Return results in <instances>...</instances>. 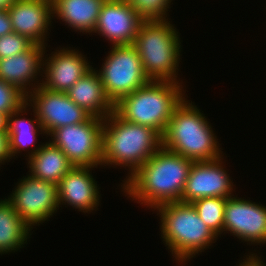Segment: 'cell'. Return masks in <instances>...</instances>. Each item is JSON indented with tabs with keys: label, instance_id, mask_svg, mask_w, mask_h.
<instances>
[{
	"label": "cell",
	"instance_id": "obj_18",
	"mask_svg": "<svg viewBox=\"0 0 266 266\" xmlns=\"http://www.w3.org/2000/svg\"><path fill=\"white\" fill-rule=\"evenodd\" d=\"M67 95L91 116L105 119L114 111V105L106 96L99 74L93 68L67 91Z\"/></svg>",
	"mask_w": 266,
	"mask_h": 266
},
{
	"label": "cell",
	"instance_id": "obj_9",
	"mask_svg": "<svg viewBox=\"0 0 266 266\" xmlns=\"http://www.w3.org/2000/svg\"><path fill=\"white\" fill-rule=\"evenodd\" d=\"M8 200L20 218L32 228L56 213L58 205L57 185L29 174L21 179Z\"/></svg>",
	"mask_w": 266,
	"mask_h": 266
},
{
	"label": "cell",
	"instance_id": "obj_29",
	"mask_svg": "<svg viewBox=\"0 0 266 266\" xmlns=\"http://www.w3.org/2000/svg\"><path fill=\"white\" fill-rule=\"evenodd\" d=\"M255 255V256H254ZM257 255L254 254H250L249 257H247V259H243L244 262L240 263L239 266H266L265 263H263V261H261L260 257H256Z\"/></svg>",
	"mask_w": 266,
	"mask_h": 266
},
{
	"label": "cell",
	"instance_id": "obj_28",
	"mask_svg": "<svg viewBox=\"0 0 266 266\" xmlns=\"http://www.w3.org/2000/svg\"><path fill=\"white\" fill-rule=\"evenodd\" d=\"M13 32L7 10H0V37Z\"/></svg>",
	"mask_w": 266,
	"mask_h": 266
},
{
	"label": "cell",
	"instance_id": "obj_11",
	"mask_svg": "<svg viewBox=\"0 0 266 266\" xmlns=\"http://www.w3.org/2000/svg\"><path fill=\"white\" fill-rule=\"evenodd\" d=\"M222 157L211 161H194L181 194V202L192 203L206 197L229 198L233 183L223 168Z\"/></svg>",
	"mask_w": 266,
	"mask_h": 266
},
{
	"label": "cell",
	"instance_id": "obj_17",
	"mask_svg": "<svg viewBox=\"0 0 266 266\" xmlns=\"http://www.w3.org/2000/svg\"><path fill=\"white\" fill-rule=\"evenodd\" d=\"M45 49L44 45L34 44L25 52L0 59V79L15 86L27 97L30 93L27 85L42 72Z\"/></svg>",
	"mask_w": 266,
	"mask_h": 266
},
{
	"label": "cell",
	"instance_id": "obj_1",
	"mask_svg": "<svg viewBox=\"0 0 266 266\" xmlns=\"http://www.w3.org/2000/svg\"><path fill=\"white\" fill-rule=\"evenodd\" d=\"M193 163L161 146L121 187L133 200L154 210L165 203L181 202Z\"/></svg>",
	"mask_w": 266,
	"mask_h": 266
},
{
	"label": "cell",
	"instance_id": "obj_27",
	"mask_svg": "<svg viewBox=\"0 0 266 266\" xmlns=\"http://www.w3.org/2000/svg\"><path fill=\"white\" fill-rule=\"evenodd\" d=\"M10 159L9 137L7 131H0V163L3 164Z\"/></svg>",
	"mask_w": 266,
	"mask_h": 266
},
{
	"label": "cell",
	"instance_id": "obj_8",
	"mask_svg": "<svg viewBox=\"0 0 266 266\" xmlns=\"http://www.w3.org/2000/svg\"><path fill=\"white\" fill-rule=\"evenodd\" d=\"M103 124L104 119L91 116L85 122L62 126L50 134L51 142L74 166H102Z\"/></svg>",
	"mask_w": 266,
	"mask_h": 266
},
{
	"label": "cell",
	"instance_id": "obj_23",
	"mask_svg": "<svg viewBox=\"0 0 266 266\" xmlns=\"http://www.w3.org/2000/svg\"><path fill=\"white\" fill-rule=\"evenodd\" d=\"M226 201L224 197H206L191 203L199 217L217 236L223 232Z\"/></svg>",
	"mask_w": 266,
	"mask_h": 266
},
{
	"label": "cell",
	"instance_id": "obj_25",
	"mask_svg": "<svg viewBox=\"0 0 266 266\" xmlns=\"http://www.w3.org/2000/svg\"><path fill=\"white\" fill-rule=\"evenodd\" d=\"M35 43L15 32L0 37V59L29 50Z\"/></svg>",
	"mask_w": 266,
	"mask_h": 266
},
{
	"label": "cell",
	"instance_id": "obj_10",
	"mask_svg": "<svg viewBox=\"0 0 266 266\" xmlns=\"http://www.w3.org/2000/svg\"><path fill=\"white\" fill-rule=\"evenodd\" d=\"M38 84L35 85L33 92L30 90L26 101L33 106L47 135L57 128L79 124L91 117L88 112L69 98L67 92L47 90L41 82Z\"/></svg>",
	"mask_w": 266,
	"mask_h": 266
},
{
	"label": "cell",
	"instance_id": "obj_16",
	"mask_svg": "<svg viewBox=\"0 0 266 266\" xmlns=\"http://www.w3.org/2000/svg\"><path fill=\"white\" fill-rule=\"evenodd\" d=\"M88 166H73L57 185L58 205L66 203L84 213L99 205V189Z\"/></svg>",
	"mask_w": 266,
	"mask_h": 266
},
{
	"label": "cell",
	"instance_id": "obj_3",
	"mask_svg": "<svg viewBox=\"0 0 266 266\" xmlns=\"http://www.w3.org/2000/svg\"><path fill=\"white\" fill-rule=\"evenodd\" d=\"M182 85L172 81L150 80L114 105V111L125 121L148 126L161 136L174 110L185 99Z\"/></svg>",
	"mask_w": 266,
	"mask_h": 266
},
{
	"label": "cell",
	"instance_id": "obj_22",
	"mask_svg": "<svg viewBox=\"0 0 266 266\" xmlns=\"http://www.w3.org/2000/svg\"><path fill=\"white\" fill-rule=\"evenodd\" d=\"M27 106L30 105L26 101L19 109L11 112L8 115L7 134L9 137V151L11 158L15 156V154L20 153V150H23L24 148L26 149V147H29L31 144L35 145V141L37 138L36 134L39 129L42 133H45V130L41 126L40 120L38 119L35 110L33 111L35 113L34 116L36 117V119H34L35 121L31 119L26 120L25 118L20 117L16 118L19 115H24L20 113L25 112L27 110Z\"/></svg>",
	"mask_w": 266,
	"mask_h": 266
},
{
	"label": "cell",
	"instance_id": "obj_21",
	"mask_svg": "<svg viewBox=\"0 0 266 266\" xmlns=\"http://www.w3.org/2000/svg\"><path fill=\"white\" fill-rule=\"evenodd\" d=\"M31 228L17 214L8 199L0 200V254L19 250L27 243Z\"/></svg>",
	"mask_w": 266,
	"mask_h": 266
},
{
	"label": "cell",
	"instance_id": "obj_12",
	"mask_svg": "<svg viewBox=\"0 0 266 266\" xmlns=\"http://www.w3.org/2000/svg\"><path fill=\"white\" fill-rule=\"evenodd\" d=\"M223 231L251 244H265L266 207L242 198H227Z\"/></svg>",
	"mask_w": 266,
	"mask_h": 266
},
{
	"label": "cell",
	"instance_id": "obj_31",
	"mask_svg": "<svg viewBox=\"0 0 266 266\" xmlns=\"http://www.w3.org/2000/svg\"><path fill=\"white\" fill-rule=\"evenodd\" d=\"M16 0H0V10H8Z\"/></svg>",
	"mask_w": 266,
	"mask_h": 266
},
{
	"label": "cell",
	"instance_id": "obj_5",
	"mask_svg": "<svg viewBox=\"0 0 266 266\" xmlns=\"http://www.w3.org/2000/svg\"><path fill=\"white\" fill-rule=\"evenodd\" d=\"M155 209L161 215L163 241L179 262H186L215 243L218 236L199 217L191 203L171 202Z\"/></svg>",
	"mask_w": 266,
	"mask_h": 266
},
{
	"label": "cell",
	"instance_id": "obj_14",
	"mask_svg": "<svg viewBox=\"0 0 266 266\" xmlns=\"http://www.w3.org/2000/svg\"><path fill=\"white\" fill-rule=\"evenodd\" d=\"M7 12L13 32L45 46L44 40L53 17L52 0H16Z\"/></svg>",
	"mask_w": 266,
	"mask_h": 266
},
{
	"label": "cell",
	"instance_id": "obj_13",
	"mask_svg": "<svg viewBox=\"0 0 266 266\" xmlns=\"http://www.w3.org/2000/svg\"><path fill=\"white\" fill-rule=\"evenodd\" d=\"M144 21L125 0H105L94 32L110 40L113 46L133 44Z\"/></svg>",
	"mask_w": 266,
	"mask_h": 266
},
{
	"label": "cell",
	"instance_id": "obj_15",
	"mask_svg": "<svg viewBox=\"0 0 266 266\" xmlns=\"http://www.w3.org/2000/svg\"><path fill=\"white\" fill-rule=\"evenodd\" d=\"M67 49V50H66ZM52 56V57H51ZM49 59L43 60L42 71L45 81L42 86L55 92H67L82 76L93 67L89 65L84 55L76 49L63 48L56 50ZM47 61V62H44Z\"/></svg>",
	"mask_w": 266,
	"mask_h": 266
},
{
	"label": "cell",
	"instance_id": "obj_19",
	"mask_svg": "<svg viewBox=\"0 0 266 266\" xmlns=\"http://www.w3.org/2000/svg\"><path fill=\"white\" fill-rule=\"evenodd\" d=\"M28 165L30 174L38 179L58 185L61 179L74 166L51 141L34 147L30 151Z\"/></svg>",
	"mask_w": 266,
	"mask_h": 266
},
{
	"label": "cell",
	"instance_id": "obj_6",
	"mask_svg": "<svg viewBox=\"0 0 266 266\" xmlns=\"http://www.w3.org/2000/svg\"><path fill=\"white\" fill-rule=\"evenodd\" d=\"M167 20L144 21L133 41L145 74L150 80L179 83L177 71L181 42Z\"/></svg>",
	"mask_w": 266,
	"mask_h": 266
},
{
	"label": "cell",
	"instance_id": "obj_2",
	"mask_svg": "<svg viewBox=\"0 0 266 266\" xmlns=\"http://www.w3.org/2000/svg\"><path fill=\"white\" fill-rule=\"evenodd\" d=\"M161 146L162 136L148 126L125 121L115 111L104 119L102 165L128 166V178Z\"/></svg>",
	"mask_w": 266,
	"mask_h": 266
},
{
	"label": "cell",
	"instance_id": "obj_30",
	"mask_svg": "<svg viewBox=\"0 0 266 266\" xmlns=\"http://www.w3.org/2000/svg\"><path fill=\"white\" fill-rule=\"evenodd\" d=\"M8 130V114L0 112V131Z\"/></svg>",
	"mask_w": 266,
	"mask_h": 266
},
{
	"label": "cell",
	"instance_id": "obj_20",
	"mask_svg": "<svg viewBox=\"0 0 266 266\" xmlns=\"http://www.w3.org/2000/svg\"><path fill=\"white\" fill-rule=\"evenodd\" d=\"M105 0H52V13L74 30L92 33Z\"/></svg>",
	"mask_w": 266,
	"mask_h": 266
},
{
	"label": "cell",
	"instance_id": "obj_24",
	"mask_svg": "<svg viewBox=\"0 0 266 266\" xmlns=\"http://www.w3.org/2000/svg\"><path fill=\"white\" fill-rule=\"evenodd\" d=\"M145 21L166 20L171 0H125Z\"/></svg>",
	"mask_w": 266,
	"mask_h": 266
},
{
	"label": "cell",
	"instance_id": "obj_7",
	"mask_svg": "<svg viewBox=\"0 0 266 266\" xmlns=\"http://www.w3.org/2000/svg\"><path fill=\"white\" fill-rule=\"evenodd\" d=\"M97 72L113 105L150 81L132 44L112 46L101 71Z\"/></svg>",
	"mask_w": 266,
	"mask_h": 266
},
{
	"label": "cell",
	"instance_id": "obj_4",
	"mask_svg": "<svg viewBox=\"0 0 266 266\" xmlns=\"http://www.w3.org/2000/svg\"><path fill=\"white\" fill-rule=\"evenodd\" d=\"M214 134L203 113L184 99L169 120L162 146L194 161L216 160L222 152Z\"/></svg>",
	"mask_w": 266,
	"mask_h": 266
},
{
	"label": "cell",
	"instance_id": "obj_26",
	"mask_svg": "<svg viewBox=\"0 0 266 266\" xmlns=\"http://www.w3.org/2000/svg\"><path fill=\"white\" fill-rule=\"evenodd\" d=\"M26 102V96L15 86L0 79V112L8 115Z\"/></svg>",
	"mask_w": 266,
	"mask_h": 266
}]
</instances>
